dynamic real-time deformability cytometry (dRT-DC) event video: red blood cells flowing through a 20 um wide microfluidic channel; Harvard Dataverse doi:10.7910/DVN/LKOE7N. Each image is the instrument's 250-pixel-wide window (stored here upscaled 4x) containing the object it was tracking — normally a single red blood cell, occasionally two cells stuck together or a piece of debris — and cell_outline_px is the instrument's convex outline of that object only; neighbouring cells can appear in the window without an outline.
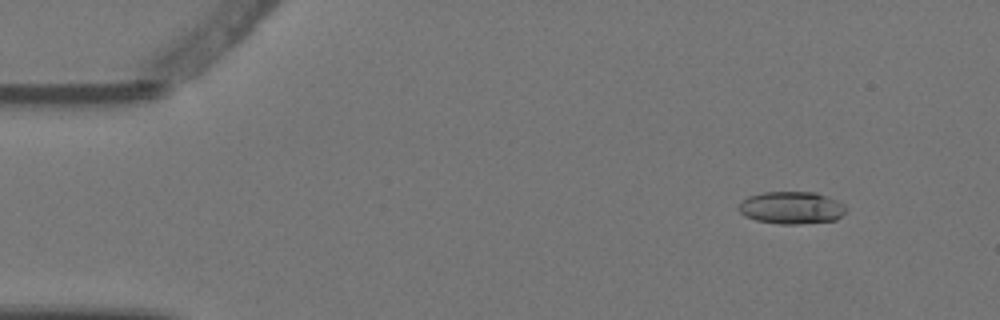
{"species": "Egyptian fruit bat (a non-hibernating species)", "species_latin": "Rousettus aegyptiacus", "temperature_condition": "warm", "stored_images_in_passage": 6, "camera_frame_rate_fps": 3000, "um_per_image_px": 0.085, "animal": {"sex": "female"}, "frame": {"image": 1, "passage_image": 2, "time_ms": 0.333, "image_size_px": [1000, 320], "cell_outline_px": [[848, 208], [836, 220], [800, 224], [780, 224], [756, 220], [744, 216], [736, 208], [748, 196], [764, 192], [816, 192], [836, 200], [844, 204]], "centroid_in_image_um": [67.27, 17.66], "position_along_channel_um": 17.7, "area_um2": 20.29}}
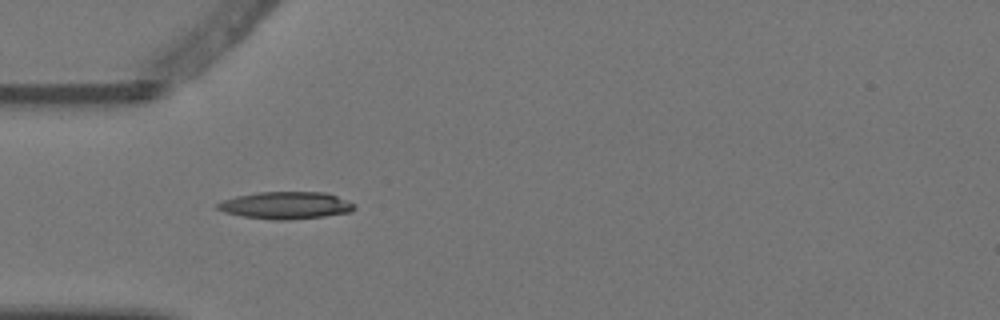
{"frame": {"image": 2, "passage_image": 5, "time_ms": 1.333, "image_size_px": [1000, 320], "cell_outline_px": [[356, 208], [352, 212], [324, 216], [288, 220], [272, 220], [244, 216], [224, 212], [216, 208], [216, 204], [224, 200], [236, 196], [256, 192], [324, 192], [336, 196], [356, 204]], "centroid_in_image_um": [24.31, 17.45], "position_along_channel_um": 60.7, "area_um2": 21.73}}
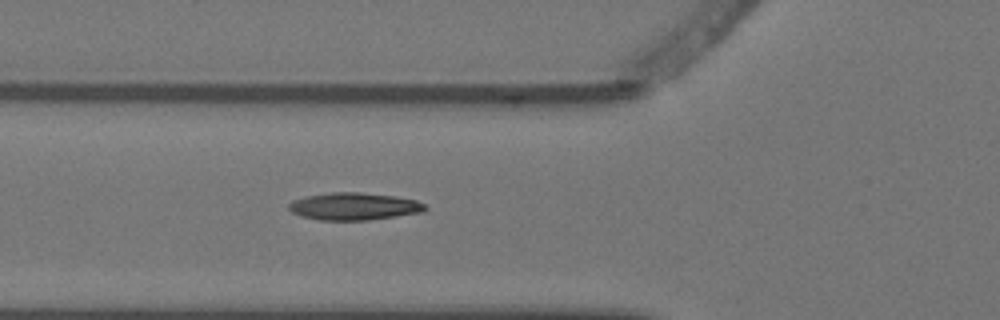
{"frame": {"image": 3, "passage_image": 6, "time_ms": 1.667, "image_size_px": [1000, 320], "cell_outline_px": [[428, 208], [424, 212], [368, 220], [320, 220], [304, 216], [292, 212], [288, 208], [288, 204], [292, 200], [304, 196], [332, 192], [360, 192], [396, 196], [416, 200], [424, 204]], "centroid_in_image_um": [30.1, 17.53], "position_along_channel_um": 95.7, "area_um2": 21.79}}